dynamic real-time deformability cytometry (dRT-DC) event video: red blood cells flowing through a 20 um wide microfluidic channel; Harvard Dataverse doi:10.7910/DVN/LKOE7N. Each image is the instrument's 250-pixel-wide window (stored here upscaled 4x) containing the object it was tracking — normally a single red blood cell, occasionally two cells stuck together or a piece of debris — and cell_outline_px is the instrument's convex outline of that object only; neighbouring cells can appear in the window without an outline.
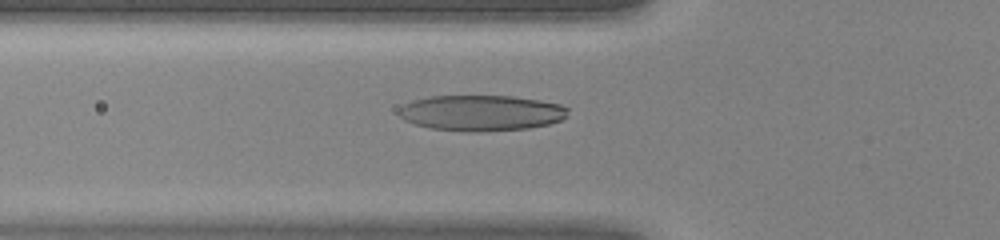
{"species": "human", "species_latin": "Homo sapiens", "temperature_condition": "warm", "stored_images_in_passage": 36, "camera_frame_rate_fps": 3000, "um_per_image_px": 0.085, "donor": {"sex": "female"}, "frame": {"image": 1, "passage_image": 7, "time_ms": 2.0, "image_size_px": [1000, 240], "cell_outline_px": [[568, 116], [560, 120], [548, 124], [528, 128], [480, 132], [468, 132], [428, 128], [404, 120], [396, 112], [404, 104], [412, 100], [432, 96], [512, 96], [540, 100], [560, 104], [568, 108]], "centroid_in_image_um": [40.89, 9.6], "position_along_channel_um": 84.9, "area_um2": 35.43}}
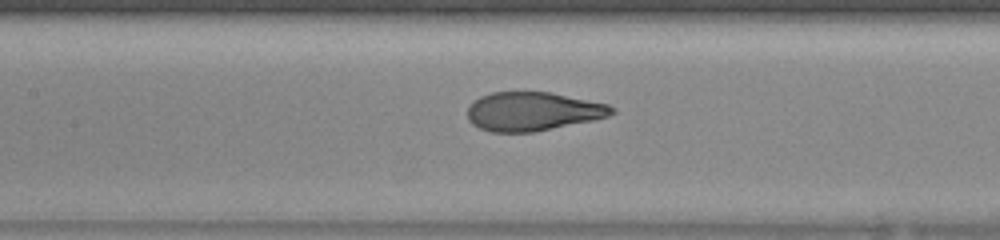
{"frame": {"image": 2, "passage_image": 12, "time_ms": 3.667, "image_size_px": [1000, 240], "cell_outline_px": [[616, 112], [608, 116], [592, 120], [532, 132], [488, 132], [472, 124], [468, 120], [468, 108], [480, 96], [492, 92], [548, 92], [608, 104], [616, 108]], "centroid_in_image_um": [45.28, 9.47], "position_along_channel_um": 162.1, "area_um2": 32.31}}
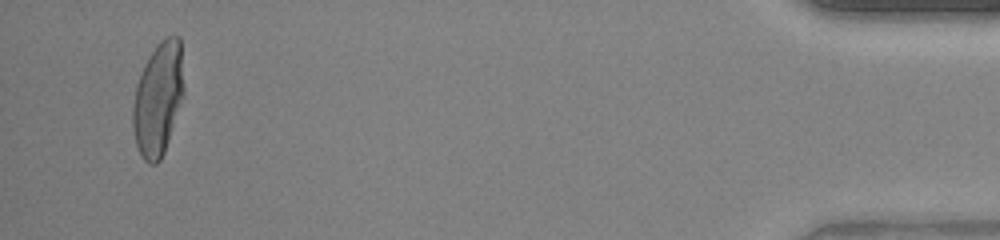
{"frame": {"image": 3, "passage_image": 34, "time_ms": 11.0, "image_size_px": [1000, 240], "cell_outline_px": [[184, 92], [164, 152], [160, 160], [156, 164], [148, 164], [144, 160], [136, 144], [132, 128], [132, 104], [136, 84], [140, 72], [144, 64], [156, 44], [160, 40], [168, 36], [180, 36], [184, 84]], "centroid_in_image_um": [13.42, 8.37], "position_along_channel_um": 421.8, "area_um2": 33.81}}